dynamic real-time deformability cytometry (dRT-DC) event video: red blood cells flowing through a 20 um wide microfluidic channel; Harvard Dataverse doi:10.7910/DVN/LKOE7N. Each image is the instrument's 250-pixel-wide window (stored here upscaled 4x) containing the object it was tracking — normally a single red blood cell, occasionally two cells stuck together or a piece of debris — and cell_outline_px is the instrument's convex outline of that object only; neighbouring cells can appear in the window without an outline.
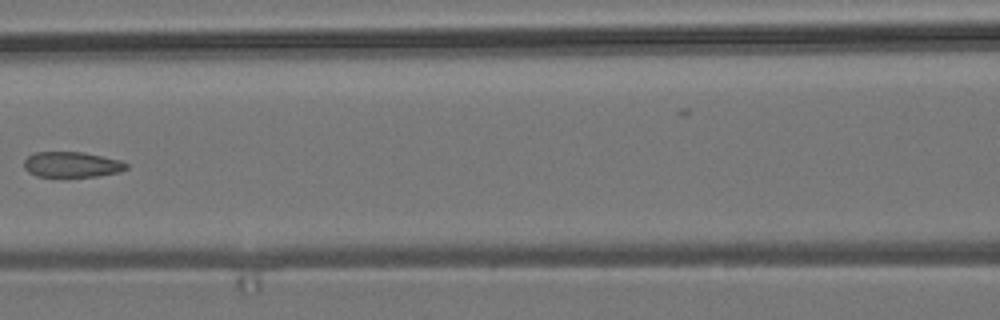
{"species": "common noctule bat (a hibernating species)", "species_latin": "Nyctalus noctula", "temperature_condition": "room temperature", "stored_images_in_passage": 6, "camera_frame_rate_fps": 3000, "um_per_image_px": 0.085, "animal": {"sex": "male", "body_mass_g": 19.2, "forearm_length_mm": 51.8}, "frame": {"image": 1, "passage_image": 6, "time_ms": 7.0, "image_size_px": [1000, 320], "cell_outline_px": [[128, 168], [120, 172], [96, 176], [36, 176], [28, 172], [24, 168], [24, 160], [28, 156], [36, 152], [84, 152], [120, 160], [128, 164]], "centroid_in_image_um": [6.11, 13.98], "position_along_channel_um": 160.5, "area_um2": 15.14}}